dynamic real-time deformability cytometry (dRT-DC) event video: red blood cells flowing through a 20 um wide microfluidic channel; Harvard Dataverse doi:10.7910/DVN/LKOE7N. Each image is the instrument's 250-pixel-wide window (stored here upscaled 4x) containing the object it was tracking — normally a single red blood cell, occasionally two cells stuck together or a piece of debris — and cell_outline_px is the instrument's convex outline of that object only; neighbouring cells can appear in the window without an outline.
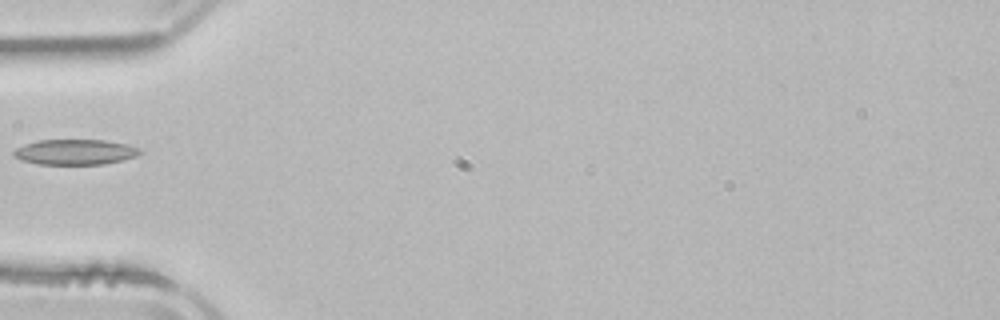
{"species": "common noctule bat (a hibernating species)", "species_latin": "Nyctalus noctula", "temperature_condition": "room temperature", "stored_images_in_passage": 5, "camera_frame_rate_fps": 3000, "um_per_image_px": 0.085, "animal": {"sex": "male", "body_mass_g": 21.5, "forearm_length_mm": 52.0}, "frame": {"image": 1, "passage_image": 5, "time_ms": 5.667, "image_size_px": [1000, 320], "cell_outline_px": [[144, 152], [136, 156], [104, 164], [36, 164], [20, 160], [12, 152], [16, 148], [24, 144], [36, 140], [104, 140], [128, 144], [140, 148]], "centroid_in_image_um": [6.39, 12.91], "position_along_channel_um": 78.6, "area_um2": 18.73}}